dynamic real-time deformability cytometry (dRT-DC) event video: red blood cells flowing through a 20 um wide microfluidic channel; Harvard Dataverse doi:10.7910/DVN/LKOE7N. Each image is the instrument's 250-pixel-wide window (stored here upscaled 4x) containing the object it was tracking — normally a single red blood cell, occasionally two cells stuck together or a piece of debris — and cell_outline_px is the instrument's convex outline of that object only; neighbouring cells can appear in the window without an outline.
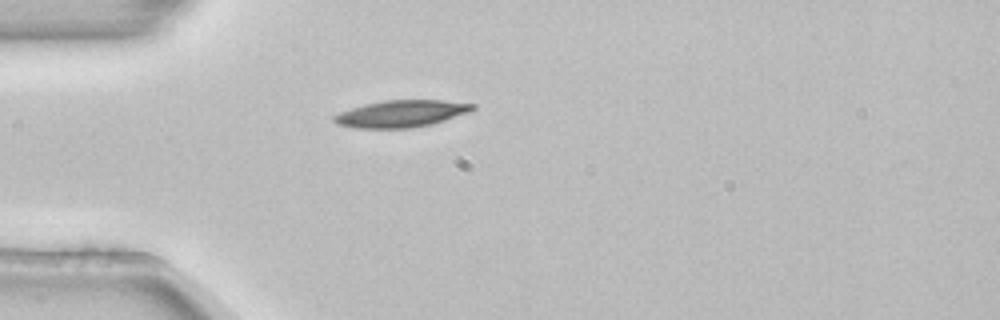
{"species": "common noctule bat (a hibernating species)", "species_latin": "Nyctalus noctula", "temperature_condition": "room temperature", "stored_images_in_passage": 1, "camera_frame_rate_fps": 3000, "um_per_image_px": 0.085, "animal": {"sex": "female", "body_mass_g": 22.7, "forearm_length_mm": 54.2}, "frame": {"image": 1, "passage_image": 1, "time_ms": 0.0, "image_size_px": [1000, 320], "cell_outline_px": [[476, 108], [472, 112], [432, 124], [412, 128], [356, 128], [336, 124], [332, 120], [332, 116], [340, 112], [364, 104], [384, 100], [444, 100], [476, 104]], "centroid_in_image_um": [34.14, 9.66], "position_along_channel_um": 50.9, "area_um2": 22.02}}